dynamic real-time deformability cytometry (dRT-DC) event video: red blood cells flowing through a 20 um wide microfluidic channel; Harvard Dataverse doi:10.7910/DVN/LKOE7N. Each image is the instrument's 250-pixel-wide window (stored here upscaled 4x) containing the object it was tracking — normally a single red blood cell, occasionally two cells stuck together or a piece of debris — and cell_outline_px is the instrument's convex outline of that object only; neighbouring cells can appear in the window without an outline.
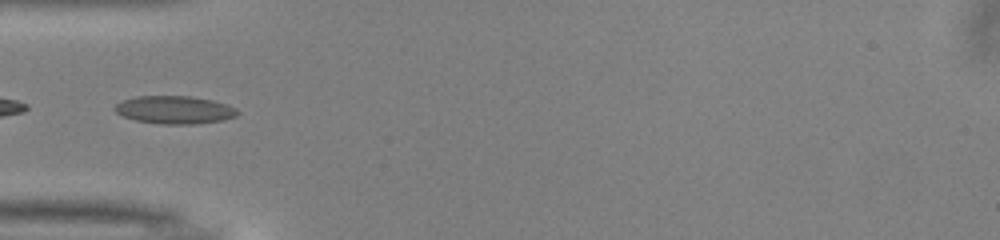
{"species": "common noctule bat (a hibernating species)", "species_latin": "Nyctalus noctula", "temperature_condition": "warm", "stored_images_in_passage": 30, "camera_frame_rate_fps": 3000, "um_per_image_px": 0.085, "animal": {"sex": "male", "body_mass_g": 13.0, "forearm_length_mm": 53.1}, "frame": {"image": 1, "passage_image": 16, "time_ms": 5.0, "image_size_px": [1000, 240], "cell_outline_px": [[240, 112], [236, 116], [224, 120], [196, 124], [160, 124], [136, 120], [124, 116], [116, 112], [112, 108], [116, 104], [124, 100], [136, 96], [192, 96], [212, 100], [228, 104], [236, 108]], "centroid_in_image_um": [14.87, 9.33], "position_along_channel_um": 70.1, "area_um2": 20.06}}
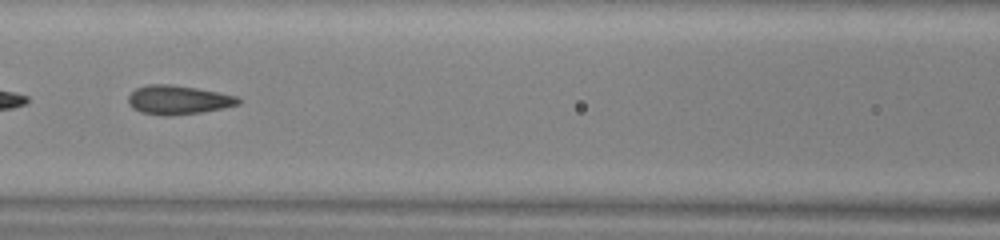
{"frame": {"image": 2, "passage_image": 22, "time_ms": 7.0, "image_size_px": [1000, 240], "cell_outline_px": [[244, 100], [240, 104], [224, 108], [200, 112], [168, 116], [164, 116], [140, 112], [132, 108], [128, 104], [128, 96], [136, 88], [148, 84], [168, 84], [196, 88], [236, 96]], "centroid_in_image_um": [15.14, 8.5], "position_along_channel_um": 151.5, "area_um2": 18.61}}
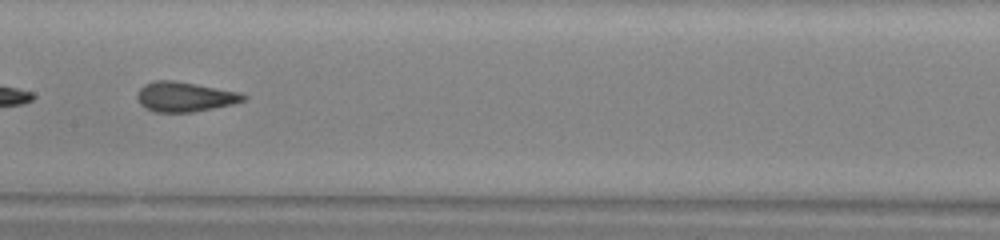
{"frame": {"image": 3, "passage_image": 25, "time_ms": 8.0, "image_size_px": [1000, 240], "cell_outline_px": [[248, 96], [244, 100], [232, 104], [192, 112], [156, 112], [140, 104], [136, 100], [136, 92], [144, 84], [156, 80], [172, 80], [196, 84], [240, 92]], "centroid_in_image_um": [15.67, 8.22], "position_along_channel_um": 191.7, "area_um2": 18.38}}